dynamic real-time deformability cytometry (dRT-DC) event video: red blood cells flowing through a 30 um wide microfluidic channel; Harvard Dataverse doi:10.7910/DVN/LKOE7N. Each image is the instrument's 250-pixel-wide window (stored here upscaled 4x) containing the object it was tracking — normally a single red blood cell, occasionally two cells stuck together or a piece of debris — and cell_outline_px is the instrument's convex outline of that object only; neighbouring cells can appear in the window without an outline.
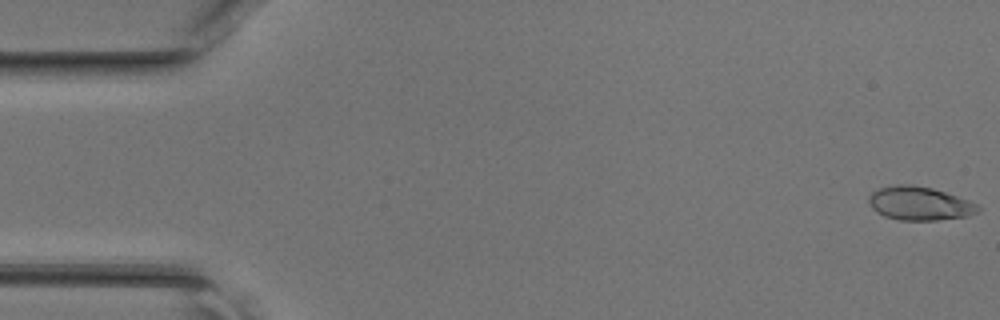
{"species": "common noctule bat (a hibernating species)", "species_latin": "Nyctalus noctula", "temperature_condition": "room temperature", "stored_images_in_passage": 46, "camera_frame_rate_fps": 3000, "um_per_image_px": 0.085, "animal": {"sex": "female", "body_mass_g": 17.0, "forearm_length_mm": 48.0}, "frame": {"image": 1, "passage_image": 1, "time_ms": 0.0, "image_size_px": [1000, 320], "cell_outline_px": [[980, 208], [976, 212], [968, 216], [936, 220], [900, 220], [884, 216], [876, 212], [872, 208], [868, 200], [868, 196], [872, 192], [880, 188], [896, 184], [912, 184], [932, 188], [968, 200], [976, 204]], "centroid_in_image_um": [78.12, 17.29], "position_along_channel_um": 6.9, "area_um2": 21.27}}
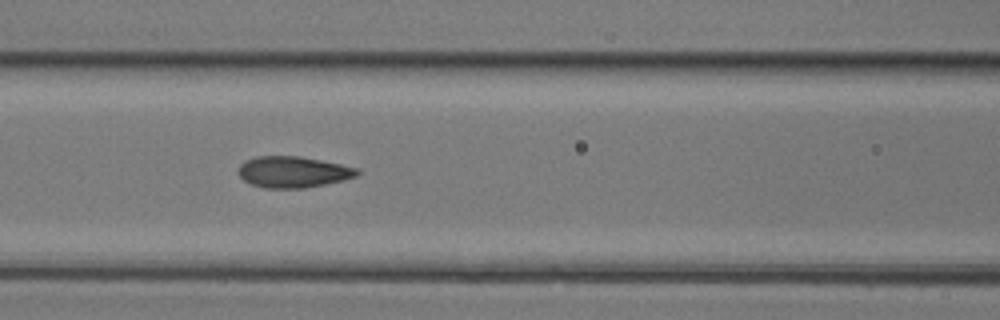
{"frame": {"image": 2, "passage_image": 20, "time_ms": 6.333, "image_size_px": [1000, 320], "cell_outline_px": [[360, 172], [356, 176], [344, 180], [304, 188], [264, 188], [252, 184], [244, 180], [236, 172], [240, 164], [244, 160], [256, 156], [300, 156], [340, 164], [356, 168]], "centroid_in_image_um": [24.86, 14.61], "position_along_channel_um": 141.7, "area_um2": 21.62}}
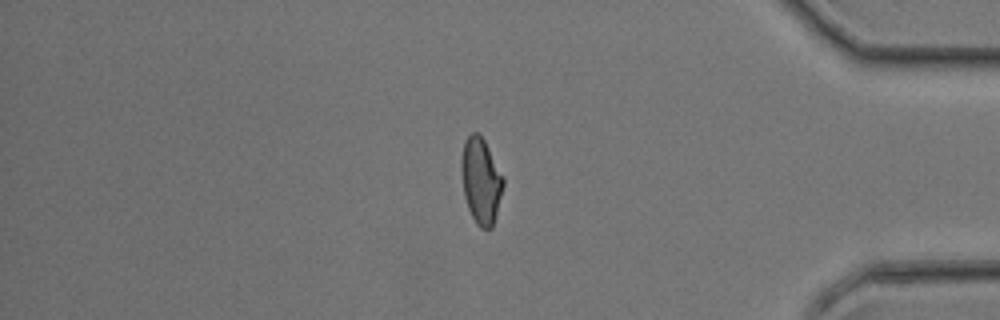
{"frame": {"image": 3, "passage_image": 39, "time_ms": 12.667, "image_size_px": [1000, 320], "cell_outline_px": [[504, 184], [496, 216], [492, 228], [480, 228], [476, 224], [468, 208], [464, 196], [460, 168], [460, 160], [464, 140], [472, 132], [476, 132], [484, 140], [504, 176]], "centroid_in_image_um": [40.87, 15.36], "position_along_channel_um": 394.3, "area_um2": 21.15}}